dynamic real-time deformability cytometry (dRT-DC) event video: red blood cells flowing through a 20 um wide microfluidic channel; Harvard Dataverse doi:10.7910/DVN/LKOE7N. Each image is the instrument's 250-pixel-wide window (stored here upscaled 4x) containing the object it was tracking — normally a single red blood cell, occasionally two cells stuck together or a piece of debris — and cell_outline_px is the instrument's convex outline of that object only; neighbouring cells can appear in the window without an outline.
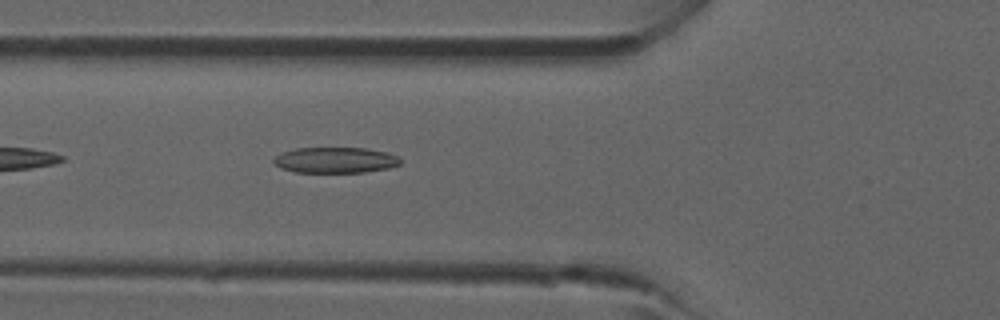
{"species": "common noctule bat (a hibernating species)", "species_latin": "Nyctalus noctula", "temperature_condition": "room temperature", "stored_images_in_passage": 3, "camera_frame_rate_fps": 3000, "um_per_image_px": 0.085, "animal": {"sex": "male", "forearm_length_mm": 52.5}, "frame": {"image": 1, "passage_image": 3, "time_ms": 2.333, "image_size_px": [1000, 320], "cell_outline_px": [[400, 164], [388, 168], [364, 172], [296, 172], [280, 168], [272, 160], [276, 156], [284, 152], [296, 148], [364, 148], [388, 152], [400, 156]], "centroid_in_image_um": [28.53, 13.6], "position_along_channel_um": 97.3, "area_um2": 18.96}}